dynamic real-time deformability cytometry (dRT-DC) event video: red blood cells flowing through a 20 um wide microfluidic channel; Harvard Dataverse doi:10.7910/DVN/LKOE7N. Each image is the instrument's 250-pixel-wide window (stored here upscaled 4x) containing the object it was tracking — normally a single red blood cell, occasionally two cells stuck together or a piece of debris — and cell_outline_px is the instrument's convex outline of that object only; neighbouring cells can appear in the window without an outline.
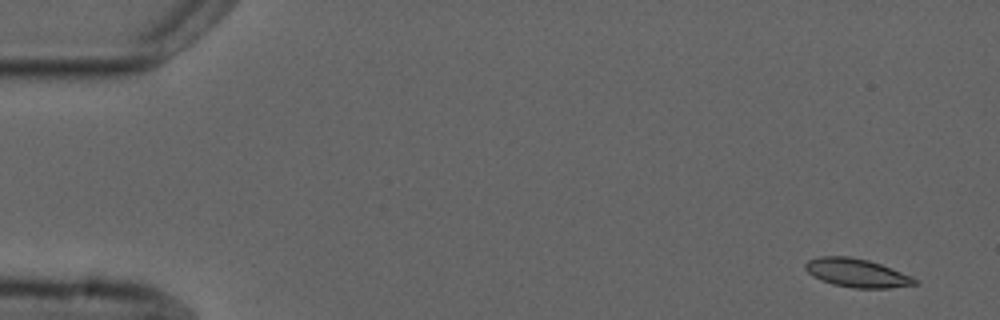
{"species": "common noctule bat (a hibernating species)", "species_latin": "Nyctalus noctula", "temperature_condition": "cold", "stored_images_in_passage": 6, "camera_frame_rate_fps": 3000, "um_per_image_px": 0.085, "animal": {"sex": "male", "forearm_length_mm": 52.5}, "frame": {"image": 1, "passage_image": 1, "time_ms": 0.0, "image_size_px": [1000, 320], "cell_outline_px": [[920, 284], [888, 288], [852, 288], [832, 284], [820, 280], [812, 276], [804, 268], [804, 264], [808, 260], [820, 256], [848, 256], [868, 260], [880, 264], [912, 276]], "centroid_in_image_um": [72.81, 23.2], "position_along_channel_um": 12.2, "area_um2": 18.26}}
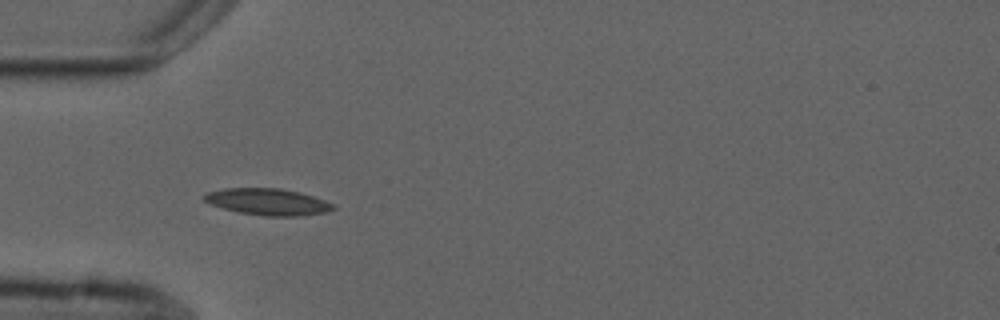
{"frame": {"image": 2, "passage_image": 5, "time_ms": 4.667, "image_size_px": [1000, 320], "cell_outline_px": [[336, 208], [328, 212], [296, 216], [264, 216], [236, 212], [212, 204], [204, 200], [204, 196], [208, 192], [224, 188], [280, 188], [300, 192], [324, 200], [332, 204]], "centroid_in_image_um": [22.78, 17.15], "position_along_channel_um": 62.2, "area_um2": 19.88}}
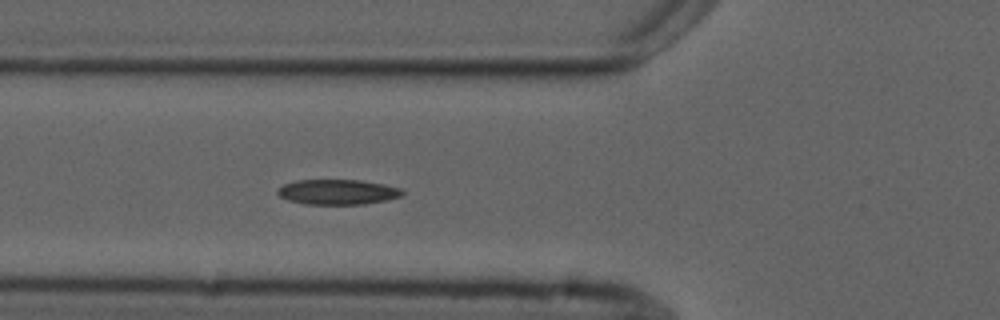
{"frame": {"image": 3, "passage_image": 6, "time_ms": 5.667, "image_size_px": [1000, 320], "cell_outline_px": [[404, 196], [388, 200], [364, 204], [304, 204], [288, 200], [280, 196], [276, 192], [276, 188], [284, 184], [296, 180], [360, 180], [384, 184], [400, 188], [404, 192]], "centroid_in_image_um": [28.71, 16.32], "position_along_channel_um": 97.1, "area_um2": 18.44}}